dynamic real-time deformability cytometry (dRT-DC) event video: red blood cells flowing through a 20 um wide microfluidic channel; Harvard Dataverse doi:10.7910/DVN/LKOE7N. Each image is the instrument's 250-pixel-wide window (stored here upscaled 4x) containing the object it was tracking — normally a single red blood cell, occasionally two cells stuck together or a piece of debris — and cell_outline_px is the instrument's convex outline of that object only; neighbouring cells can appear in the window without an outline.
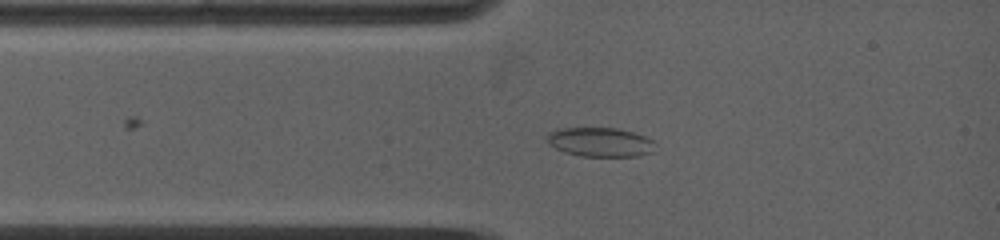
{"species": "common noctule bat (a hibernating species)", "species_latin": "Nyctalus noctula", "temperature_condition": "warm", "stored_images_in_passage": 4, "camera_frame_rate_fps": 5000, "um_per_image_px": 0.085, "animal": {"sex": "female", "body_mass_g": 19.0, "forearm_length_mm": 53.3}, "frame": {"image": 1, "passage_image": 1, "time_ms": 0.0, "image_size_px": [1000, 240], "cell_outline_px": [[652, 152], [640, 156], [580, 156], [564, 152], [548, 144], [548, 132], [560, 128], [616, 128], [632, 132], [644, 136], [652, 140]], "centroid_in_image_um": [50.98, 12.08], "position_along_channel_um": 34.0, "area_um2": 18.21}}
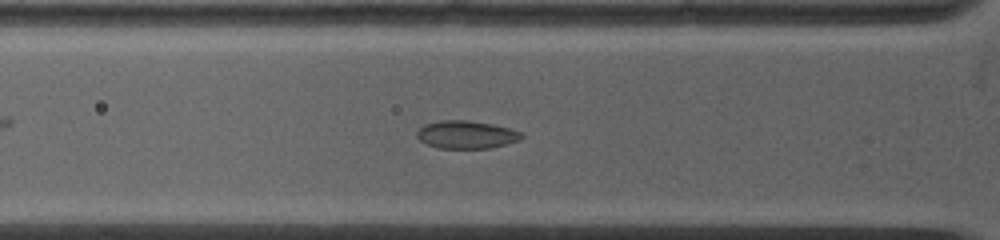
{"frame": {"image": 2, "passage_image": 4, "time_ms": 1.4, "image_size_px": [1000, 240], "cell_outline_px": [[524, 136], [520, 140], [492, 148], [440, 148], [428, 144], [420, 140], [416, 136], [416, 132], [424, 124], [440, 120], [468, 120], [492, 124], [508, 128], [520, 132]], "centroid_in_image_um": [39.63, 11.44], "position_along_channel_um": 86.2, "area_um2": 16.94}}